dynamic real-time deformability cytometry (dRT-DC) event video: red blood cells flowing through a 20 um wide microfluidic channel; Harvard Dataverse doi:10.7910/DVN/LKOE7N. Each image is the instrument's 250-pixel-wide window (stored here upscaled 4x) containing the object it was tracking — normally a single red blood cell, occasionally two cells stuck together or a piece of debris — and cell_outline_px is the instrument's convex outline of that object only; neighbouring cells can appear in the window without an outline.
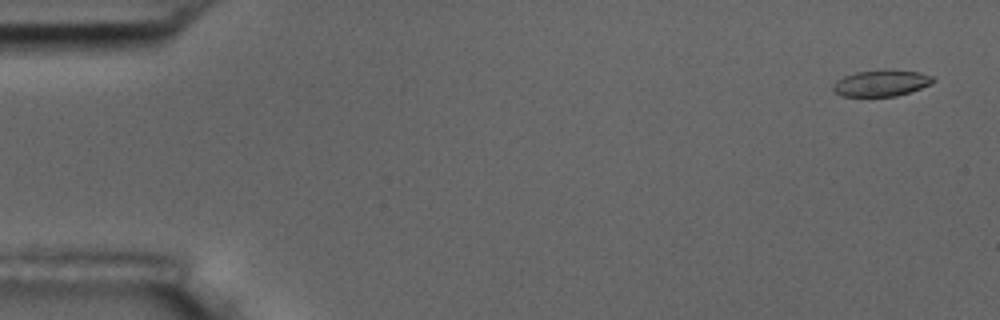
{"species": "common noctule bat (a hibernating species)", "species_latin": "Nyctalus noctula", "temperature_condition": "room temperature", "stored_images_in_passage": 50, "camera_frame_rate_fps": 3000, "um_per_image_px": 0.085, "animal": {"sex": "male", "body_mass_g": 17.5, "forearm_length_mm": 52.3}, "frame": {"image": 1, "passage_image": 1, "time_ms": 0.0, "image_size_px": [1000, 320], "cell_outline_px": [[936, 80], [932, 84], [896, 96], [840, 96], [832, 92], [832, 84], [836, 80], [844, 76], [856, 72], [884, 68], [920, 72], [932, 76]], "centroid_in_image_um": [74.88, 7.04], "position_along_channel_um": 10.1, "area_um2": 15.72}}
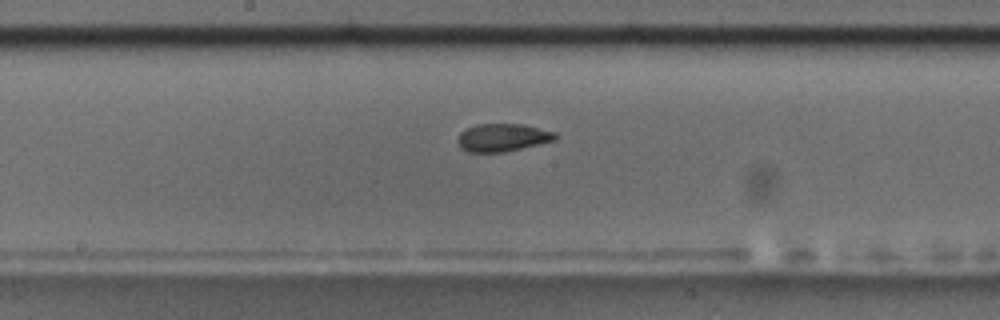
{"frame": {"image": 2, "passage_image": 28, "time_ms": 9.0, "image_size_px": [1000, 320], "cell_outline_px": [[560, 136], [556, 140], [504, 152], [468, 152], [460, 148], [456, 140], [460, 132], [476, 124], [520, 124], [556, 132]], "centroid_in_image_um": [42.71, 11.69], "position_along_channel_um": 205.5, "area_um2": 15.9}}
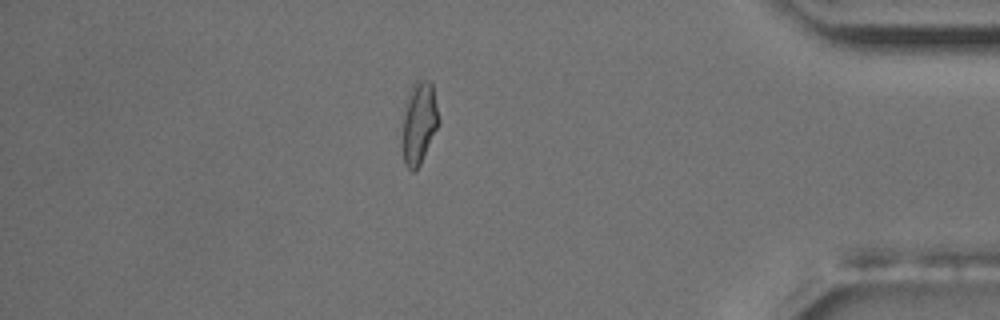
{"frame": {"image": 3, "passage_image": 47, "time_ms": 15.333, "image_size_px": [1000, 320], "cell_outline_px": [[440, 124], [420, 164], [412, 172], [404, 164], [400, 148], [400, 144], [404, 112], [408, 92], [412, 84], [416, 80], [432, 80], [440, 120]], "centroid_in_image_um": [35.6, 10.45], "position_along_channel_um": 399.6, "area_um2": 18.15}}